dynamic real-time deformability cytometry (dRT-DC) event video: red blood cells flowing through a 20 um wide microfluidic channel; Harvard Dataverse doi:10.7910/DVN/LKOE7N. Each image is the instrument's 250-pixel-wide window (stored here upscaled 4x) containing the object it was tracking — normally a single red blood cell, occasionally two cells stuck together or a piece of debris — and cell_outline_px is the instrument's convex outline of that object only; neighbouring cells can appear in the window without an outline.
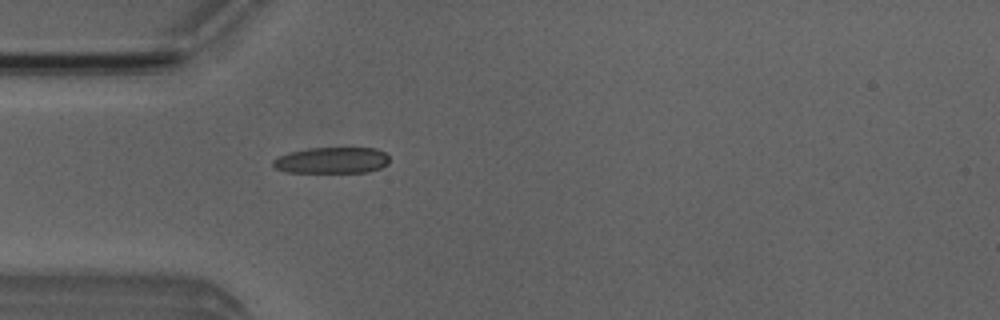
{"species": "Egyptian fruit bat (a non-hibernating species)", "species_latin": "Rousettus aegyptiacus", "temperature_condition": "room temperature", "stored_images_in_passage": 5, "camera_frame_rate_fps": 3000, "um_per_image_px": 0.085, "animal": {"sex": "male"}, "frame": {"image": 1, "passage_image": 5, "time_ms": 4.667, "image_size_px": [1000, 320], "cell_outline_px": [[388, 164], [380, 168], [368, 172], [288, 172], [276, 168], [272, 164], [272, 160], [280, 156], [292, 152], [308, 148], [376, 148], [384, 152], [388, 156]], "centroid_in_image_um": [28.23, 13.63], "position_along_channel_um": 56.8, "area_um2": 17.63}}